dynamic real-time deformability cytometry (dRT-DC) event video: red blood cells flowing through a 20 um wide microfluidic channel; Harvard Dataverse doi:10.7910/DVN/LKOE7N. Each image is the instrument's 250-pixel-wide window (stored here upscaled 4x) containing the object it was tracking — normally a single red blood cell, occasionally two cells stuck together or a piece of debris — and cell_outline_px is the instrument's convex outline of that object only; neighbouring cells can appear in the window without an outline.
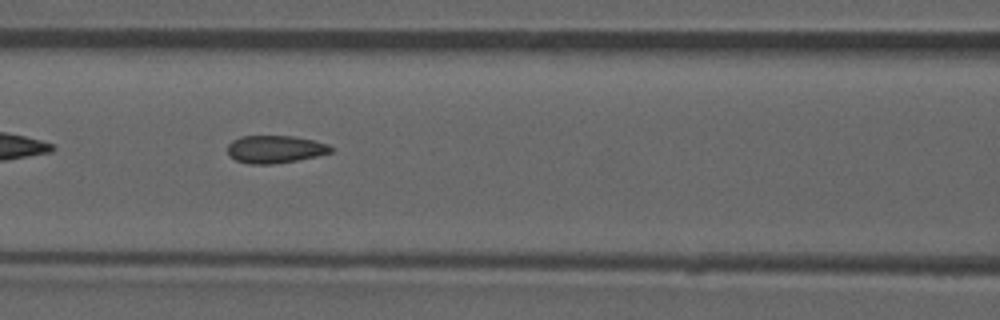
{"species": "common noctule bat (a hibernating species)", "species_latin": "Nyctalus noctula", "temperature_condition": "room temperature", "stored_images_in_passage": 36, "camera_frame_rate_fps": 3000, "um_per_image_px": 0.085, "animal": {"sex": "male", "forearm_length_mm": 52.5}, "frame": {"image": 1, "passage_image": 6, "time_ms": 1.667, "image_size_px": [1000, 320], "cell_outline_px": [[332, 152], [316, 156], [296, 160], [272, 164], [248, 164], [236, 160], [228, 152], [228, 144], [232, 140], [240, 136], [292, 136], [312, 140], [328, 144], [332, 148]], "centroid_in_image_um": [23.36, 12.68], "position_along_channel_um": 143.2, "area_um2": 16.47}}